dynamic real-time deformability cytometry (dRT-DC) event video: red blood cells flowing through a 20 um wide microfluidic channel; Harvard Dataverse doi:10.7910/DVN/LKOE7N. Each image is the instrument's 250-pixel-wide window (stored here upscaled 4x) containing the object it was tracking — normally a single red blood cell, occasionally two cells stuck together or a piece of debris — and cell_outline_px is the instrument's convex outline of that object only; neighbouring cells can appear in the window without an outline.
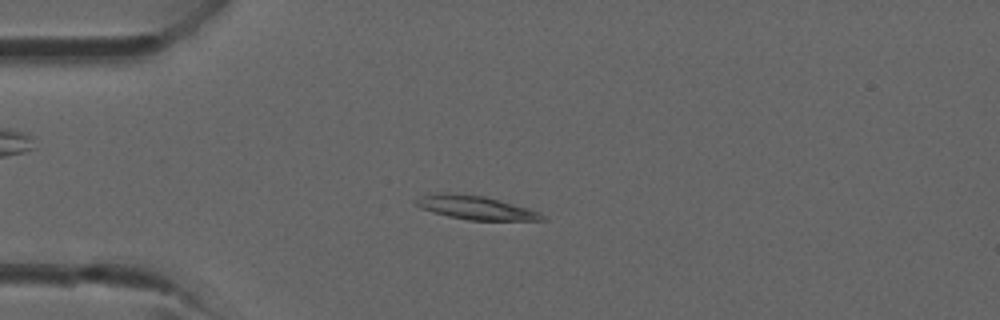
{"species": "common noctule bat (a hibernating species)", "species_latin": "Nyctalus noctula", "temperature_condition": "room temperature", "stored_images_in_passage": 38, "camera_frame_rate_fps": 3000, "um_per_image_px": 0.085, "animal": {"sex": "male", "forearm_length_mm": 52.5}, "frame": {"image": 1, "passage_image": 9, "time_ms": 2.667, "image_size_px": [1000, 320], "cell_outline_px": [[548, 220], [468, 220], [448, 216], [432, 212], [420, 208], [416, 204], [416, 200], [424, 196], [436, 192], [448, 192], [484, 196], [500, 200], [528, 208], [540, 212]], "centroid_in_image_um": [40.44, 17.65], "position_along_channel_um": 44.6, "area_um2": 17.34}}
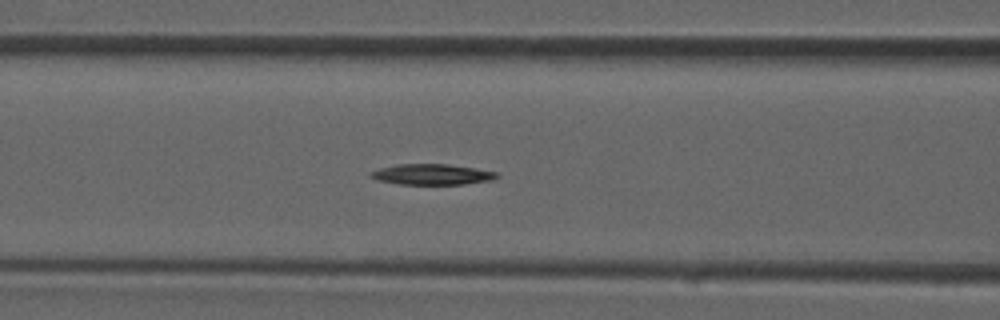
{"frame": {"image": 2, "passage_image": 15, "time_ms": 4.667, "image_size_px": [1000, 320], "cell_outline_px": [[500, 176], [492, 180], [464, 184], [396, 184], [380, 180], [368, 176], [368, 172], [380, 168], [396, 164], [448, 164], [496, 172]], "centroid_in_image_um": [36.68, 14.82], "position_along_channel_um": 129.9, "area_um2": 15.14}}
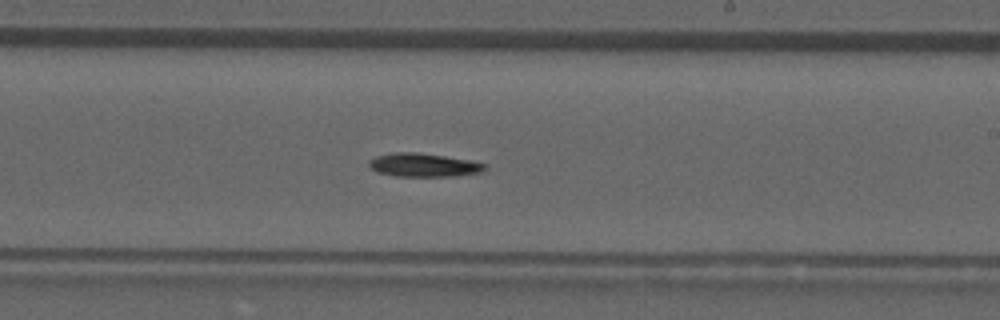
{"frame": {"image": 3, "passage_image": 22, "time_ms": 7.0, "image_size_px": [1000, 320], "cell_outline_px": [[488, 168], [484, 172], [456, 176], [396, 176], [376, 172], [368, 164], [368, 160], [376, 156], [392, 152], [416, 152], [472, 160], [484, 164]], "centroid_in_image_um": [36.02, 14.03], "position_along_channel_um": 253.0, "area_um2": 16.01}}